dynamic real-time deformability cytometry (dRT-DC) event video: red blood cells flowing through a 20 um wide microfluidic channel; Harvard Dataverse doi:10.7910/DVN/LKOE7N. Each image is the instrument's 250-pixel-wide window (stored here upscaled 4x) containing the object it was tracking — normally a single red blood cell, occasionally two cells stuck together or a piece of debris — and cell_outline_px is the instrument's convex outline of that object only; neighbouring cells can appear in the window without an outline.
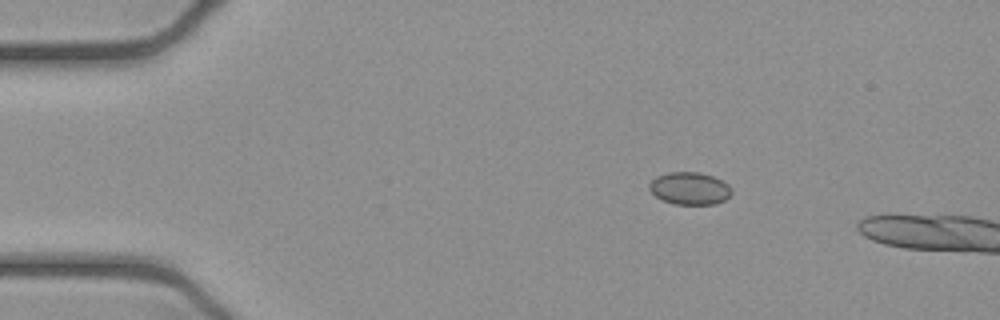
{"species": "common noctule bat (a hibernating species)", "species_latin": "Nyctalus noctula", "temperature_condition": "cold", "stored_images_in_passage": 12, "camera_frame_rate_fps": 3000, "um_per_image_px": 0.085, "animal": {"sex": "female", "body_mass_g": 21.9}, "frame": {"image": 1, "passage_image": 9, "time_ms": 2.667, "image_size_px": [1000, 320], "cell_outline_px": [[732, 192], [724, 200], [716, 204], [676, 204], [664, 200], [656, 196], [648, 188], [648, 184], [656, 176], [668, 172], [700, 172], [712, 176], [728, 184], [732, 188]], "centroid_in_image_um": [58.62, 16.0], "position_along_channel_um": 26.4, "area_um2": 15.49}}